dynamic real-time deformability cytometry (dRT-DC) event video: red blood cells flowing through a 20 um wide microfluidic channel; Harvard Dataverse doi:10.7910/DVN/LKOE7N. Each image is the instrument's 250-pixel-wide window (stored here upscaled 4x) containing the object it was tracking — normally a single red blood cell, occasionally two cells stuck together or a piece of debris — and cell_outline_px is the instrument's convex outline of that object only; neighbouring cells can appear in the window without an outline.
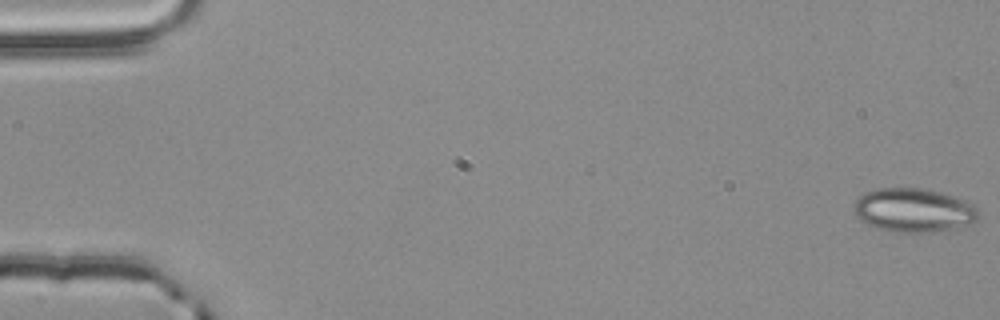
{"species": "common noctule bat (a hibernating species)", "species_latin": "Nyctalus noctula", "temperature_condition": "room temperature", "stored_images_in_passage": 37, "camera_frame_rate_fps": 3000, "um_per_image_px": 0.085, "animal": {"sex": "male", "body_mass_g": 20.4}, "frame": {"image": 1, "passage_image": 1, "time_ms": 0.0, "image_size_px": [1000, 320], "cell_outline_px": [[976, 216], [968, 224], [928, 232], [896, 232], [876, 228], [860, 220], [852, 212], [852, 208], [856, 200], [860, 196], [876, 188], [920, 188], [940, 192], [964, 200], [972, 204], [976, 208]], "centroid_in_image_um": [77.55, 17.85], "position_along_channel_um": 7.4, "area_um2": 31.21}}